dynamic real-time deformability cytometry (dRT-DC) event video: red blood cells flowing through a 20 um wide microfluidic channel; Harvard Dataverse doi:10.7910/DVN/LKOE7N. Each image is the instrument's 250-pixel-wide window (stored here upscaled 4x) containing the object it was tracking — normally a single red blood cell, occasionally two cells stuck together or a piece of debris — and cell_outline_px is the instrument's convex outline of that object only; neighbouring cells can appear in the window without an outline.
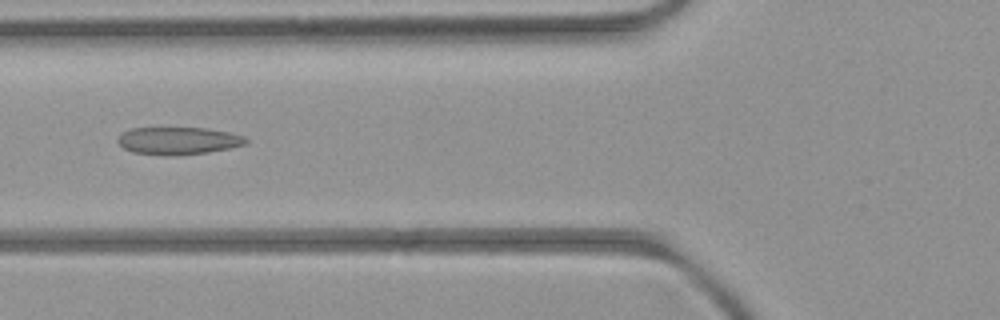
{"species": "common noctule bat (a hibernating species)", "species_latin": "Nyctalus noctula", "temperature_condition": "room temperature", "stored_images_in_passage": 6, "camera_frame_rate_fps": 3000, "um_per_image_px": 0.085, "animal": {"sex": "female", "body_mass_g": 21.9}, "frame": {"image": 1, "passage_image": 6, "time_ms": 5.667, "image_size_px": [1000, 320], "cell_outline_px": [[248, 144], [208, 152], [172, 156], [168, 156], [132, 152], [124, 148], [116, 140], [120, 132], [132, 128], [208, 128], [228, 132], [244, 136], [248, 140]], "centroid_in_image_um": [15.13, 11.96], "position_along_channel_um": 110.7, "area_um2": 20.63}}